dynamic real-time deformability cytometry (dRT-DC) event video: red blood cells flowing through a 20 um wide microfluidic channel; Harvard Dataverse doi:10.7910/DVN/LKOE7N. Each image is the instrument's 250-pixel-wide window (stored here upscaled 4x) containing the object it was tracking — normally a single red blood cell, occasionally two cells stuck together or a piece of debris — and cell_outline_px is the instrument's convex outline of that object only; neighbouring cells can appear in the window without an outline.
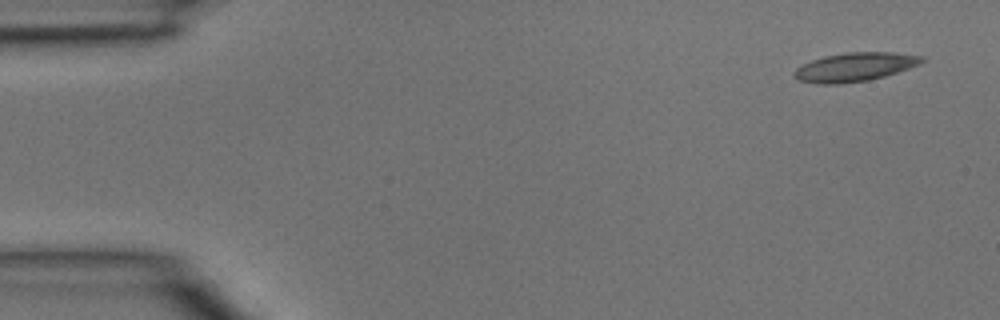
{"species": "common noctule bat (a hibernating species)", "species_latin": "Nyctalus noctula", "temperature_condition": "room temperature", "stored_images_in_passage": 6, "camera_frame_rate_fps": 3000, "um_per_image_px": 0.085, "animal": {"sex": "male", "body_mass_g": 15.6}, "frame": {"image": 1, "passage_image": 1, "time_ms": 0.0, "image_size_px": [1000, 320], "cell_outline_px": [[924, 60], [920, 64], [884, 76], [868, 80], [840, 84], [820, 84], [800, 80], [792, 76], [792, 72], [796, 68], [812, 60], [824, 56], [848, 52], [892, 52], [924, 56]], "centroid_in_image_um": [72.64, 5.69], "position_along_channel_um": 12.4, "area_um2": 21.27}}
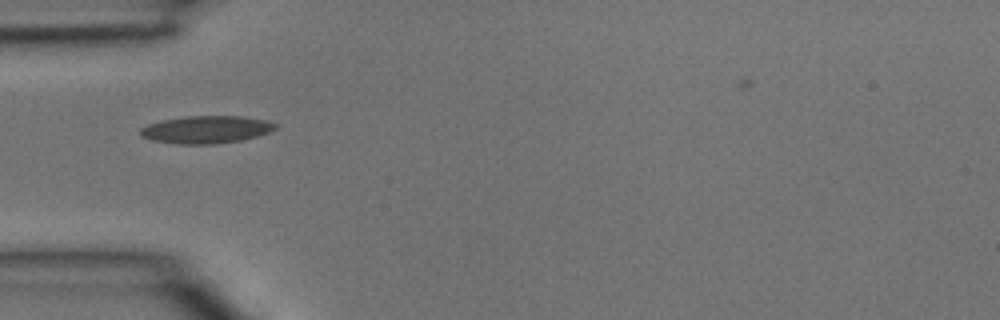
{"frame": {"image": 2, "passage_image": 4, "time_ms": 1.0, "image_size_px": [1000, 320], "cell_outline_px": [[276, 128], [268, 132], [256, 136], [240, 140], [216, 144], [176, 144], [152, 140], [140, 136], [140, 128], [148, 124], [164, 120], [184, 116], [240, 116], [268, 120], [276, 124]], "centroid_in_image_um": [17.5, 11.01], "position_along_channel_um": 67.5, "area_um2": 21.62}}
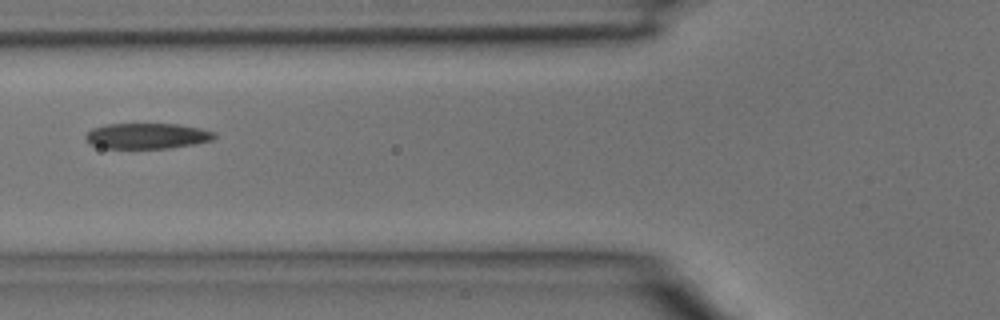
{"frame": {"image": 3, "passage_image": 5, "time_ms": 1.333, "image_size_px": [1000, 320], "cell_outline_px": [[216, 136], [212, 140], [196, 144], [172, 148], [104, 148], [88, 144], [84, 140], [84, 136], [92, 128], [104, 124], [180, 124], [200, 128], [216, 132]], "centroid_in_image_um": [12.49, 11.55], "position_along_channel_um": 113.3, "area_um2": 19.54}}